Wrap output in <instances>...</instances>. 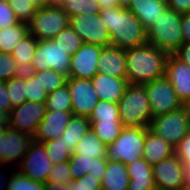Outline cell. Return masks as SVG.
<instances>
[{"label":"cell","mask_w":190,"mask_h":190,"mask_svg":"<svg viewBox=\"0 0 190 190\" xmlns=\"http://www.w3.org/2000/svg\"><path fill=\"white\" fill-rule=\"evenodd\" d=\"M18 64L9 53L0 52V81L7 82L14 76L22 74Z\"/></svg>","instance_id":"obj_41"},{"label":"cell","mask_w":190,"mask_h":190,"mask_svg":"<svg viewBox=\"0 0 190 190\" xmlns=\"http://www.w3.org/2000/svg\"><path fill=\"white\" fill-rule=\"evenodd\" d=\"M66 84L71 96L73 115L89 117L99 101L92 81L68 77Z\"/></svg>","instance_id":"obj_14"},{"label":"cell","mask_w":190,"mask_h":190,"mask_svg":"<svg viewBox=\"0 0 190 190\" xmlns=\"http://www.w3.org/2000/svg\"><path fill=\"white\" fill-rule=\"evenodd\" d=\"M6 1L20 22L28 23L37 11V8L28 0Z\"/></svg>","instance_id":"obj_40"},{"label":"cell","mask_w":190,"mask_h":190,"mask_svg":"<svg viewBox=\"0 0 190 190\" xmlns=\"http://www.w3.org/2000/svg\"><path fill=\"white\" fill-rule=\"evenodd\" d=\"M129 186L128 190H157L152 166L143 158L126 165Z\"/></svg>","instance_id":"obj_22"},{"label":"cell","mask_w":190,"mask_h":190,"mask_svg":"<svg viewBox=\"0 0 190 190\" xmlns=\"http://www.w3.org/2000/svg\"><path fill=\"white\" fill-rule=\"evenodd\" d=\"M44 190H70V182L67 184L46 182Z\"/></svg>","instance_id":"obj_51"},{"label":"cell","mask_w":190,"mask_h":190,"mask_svg":"<svg viewBox=\"0 0 190 190\" xmlns=\"http://www.w3.org/2000/svg\"><path fill=\"white\" fill-rule=\"evenodd\" d=\"M33 141V137L20 132L18 130H14L8 128L6 134L3 138V163L4 165H9L14 169H16L26 154L28 147Z\"/></svg>","instance_id":"obj_17"},{"label":"cell","mask_w":190,"mask_h":190,"mask_svg":"<svg viewBox=\"0 0 190 190\" xmlns=\"http://www.w3.org/2000/svg\"><path fill=\"white\" fill-rule=\"evenodd\" d=\"M182 109L184 110L185 116L190 123V99L182 102Z\"/></svg>","instance_id":"obj_56"},{"label":"cell","mask_w":190,"mask_h":190,"mask_svg":"<svg viewBox=\"0 0 190 190\" xmlns=\"http://www.w3.org/2000/svg\"><path fill=\"white\" fill-rule=\"evenodd\" d=\"M38 40L28 33L13 49L11 55L23 72H26L31 65Z\"/></svg>","instance_id":"obj_28"},{"label":"cell","mask_w":190,"mask_h":190,"mask_svg":"<svg viewBox=\"0 0 190 190\" xmlns=\"http://www.w3.org/2000/svg\"><path fill=\"white\" fill-rule=\"evenodd\" d=\"M148 130L145 127H124L116 140L107 145L106 159L125 165L141 159Z\"/></svg>","instance_id":"obj_5"},{"label":"cell","mask_w":190,"mask_h":190,"mask_svg":"<svg viewBox=\"0 0 190 190\" xmlns=\"http://www.w3.org/2000/svg\"><path fill=\"white\" fill-rule=\"evenodd\" d=\"M46 113L44 102L26 101L14 107L9 115V128L34 136Z\"/></svg>","instance_id":"obj_13"},{"label":"cell","mask_w":190,"mask_h":190,"mask_svg":"<svg viewBox=\"0 0 190 190\" xmlns=\"http://www.w3.org/2000/svg\"><path fill=\"white\" fill-rule=\"evenodd\" d=\"M26 100L32 102H45L48 94L40 82V75L25 72Z\"/></svg>","instance_id":"obj_36"},{"label":"cell","mask_w":190,"mask_h":190,"mask_svg":"<svg viewBox=\"0 0 190 190\" xmlns=\"http://www.w3.org/2000/svg\"><path fill=\"white\" fill-rule=\"evenodd\" d=\"M89 121H120L119 105L99 100L89 116Z\"/></svg>","instance_id":"obj_35"},{"label":"cell","mask_w":190,"mask_h":190,"mask_svg":"<svg viewBox=\"0 0 190 190\" xmlns=\"http://www.w3.org/2000/svg\"><path fill=\"white\" fill-rule=\"evenodd\" d=\"M90 128L107 146L116 140L124 126L121 121H90Z\"/></svg>","instance_id":"obj_31"},{"label":"cell","mask_w":190,"mask_h":190,"mask_svg":"<svg viewBox=\"0 0 190 190\" xmlns=\"http://www.w3.org/2000/svg\"><path fill=\"white\" fill-rule=\"evenodd\" d=\"M173 55L190 67V43H183Z\"/></svg>","instance_id":"obj_48"},{"label":"cell","mask_w":190,"mask_h":190,"mask_svg":"<svg viewBox=\"0 0 190 190\" xmlns=\"http://www.w3.org/2000/svg\"><path fill=\"white\" fill-rule=\"evenodd\" d=\"M72 117V111L46 110L44 118L37 126L33 140L42 143L60 138Z\"/></svg>","instance_id":"obj_16"},{"label":"cell","mask_w":190,"mask_h":190,"mask_svg":"<svg viewBox=\"0 0 190 190\" xmlns=\"http://www.w3.org/2000/svg\"><path fill=\"white\" fill-rule=\"evenodd\" d=\"M5 165H0V190H7V183L14 168L4 169ZM2 168V169H1ZM4 169V170H3Z\"/></svg>","instance_id":"obj_50"},{"label":"cell","mask_w":190,"mask_h":190,"mask_svg":"<svg viewBox=\"0 0 190 190\" xmlns=\"http://www.w3.org/2000/svg\"><path fill=\"white\" fill-rule=\"evenodd\" d=\"M107 146L95 135L90 128L82 139L76 144L73 154L83 157L106 159Z\"/></svg>","instance_id":"obj_26"},{"label":"cell","mask_w":190,"mask_h":190,"mask_svg":"<svg viewBox=\"0 0 190 190\" xmlns=\"http://www.w3.org/2000/svg\"><path fill=\"white\" fill-rule=\"evenodd\" d=\"M102 48V46L83 43L71 56L68 77L91 80L98 73L97 62Z\"/></svg>","instance_id":"obj_15"},{"label":"cell","mask_w":190,"mask_h":190,"mask_svg":"<svg viewBox=\"0 0 190 190\" xmlns=\"http://www.w3.org/2000/svg\"><path fill=\"white\" fill-rule=\"evenodd\" d=\"M149 130L176 148L190 131V123L181 107L152 118Z\"/></svg>","instance_id":"obj_8"},{"label":"cell","mask_w":190,"mask_h":190,"mask_svg":"<svg viewBox=\"0 0 190 190\" xmlns=\"http://www.w3.org/2000/svg\"><path fill=\"white\" fill-rule=\"evenodd\" d=\"M101 182L92 174H86L70 182V190H101Z\"/></svg>","instance_id":"obj_43"},{"label":"cell","mask_w":190,"mask_h":190,"mask_svg":"<svg viewBox=\"0 0 190 190\" xmlns=\"http://www.w3.org/2000/svg\"><path fill=\"white\" fill-rule=\"evenodd\" d=\"M30 1L37 9L45 8L57 3V0H28Z\"/></svg>","instance_id":"obj_53"},{"label":"cell","mask_w":190,"mask_h":190,"mask_svg":"<svg viewBox=\"0 0 190 190\" xmlns=\"http://www.w3.org/2000/svg\"><path fill=\"white\" fill-rule=\"evenodd\" d=\"M6 88L12 104V109L26 102L25 72L9 79L6 82Z\"/></svg>","instance_id":"obj_34"},{"label":"cell","mask_w":190,"mask_h":190,"mask_svg":"<svg viewBox=\"0 0 190 190\" xmlns=\"http://www.w3.org/2000/svg\"><path fill=\"white\" fill-rule=\"evenodd\" d=\"M167 8L166 0H133L128 9L148 30Z\"/></svg>","instance_id":"obj_23"},{"label":"cell","mask_w":190,"mask_h":190,"mask_svg":"<svg viewBox=\"0 0 190 190\" xmlns=\"http://www.w3.org/2000/svg\"><path fill=\"white\" fill-rule=\"evenodd\" d=\"M70 18L56 3L37 9L34 17L27 23L29 33L41 40H52L60 31L69 26Z\"/></svg>","instance_id":"obj_6"},{"label":"cell","mask_w":190,"mask_h":190,"mask_svg":"<svg viewBox=\"0 0 190 190\" xmlns=\"http://www.w3.org/2000/svg\"><path fill=\"white\" fill-rule=\"evenodd\" d=\"M99 14L108 28L111 45L126 50L147 43V30L129 9H104Z\"/></svg>","instance_id":"obj_2"},{"label":"cell","mask_w":190,"mask_h":190,"mask_svg":"<svg viewBox=\"0 0 190 190\" xmlns=\"http://www.w3.org/2000/svg\"><path fill=\"white\" fill-rule=\"evenodd\" d=\"M143 85L147 91L152 118L181 108L182 102L165 76Z\"/></svg>","instance_id":"obj_9"},{"label":"cell","mask_w":190,"mask_h":190,"mask_svg":"<svg viewBox=\"0 0 190 190\" xmlns=\"http://www.w3.org/2000/svg\"><path fill=\"white\" fill-rule=\"evenodd\" d=\"M44 184L41 181H33L14 169L7 183V190H44Z\"/></svg>","instance_id":"obj_39"},{"label":"cell","mask_w":190,"mask_h":190,"mask_svg":"<svg viewBox=\"0 0 190 190\" xmlns=\"http://www.w3.org/2000/svg\"><path fill=\"white\" fill-rule=\"evenodd\" d=\"M107 163V159L83 157L80 154H72L69 159L72 179L75 180L86 174H92L93 177L101 181L106 171Z\"/></svg>","instance_id":"obj_21"},{"label":"cell","mask_w":190,"mask_h":190,"mask_svg":"<svg viewBox=\"0 0 190 190\" xmlns=\"http://www.w3.org/2000/svg\"><path fill=\"white\" fill-rule=\"evenodd\" d=\"M181 31L183 43H190V12L182 14Z\"/></svg>","instance_id":"obj_49"},{"label":"cell","mask_w":190,"mask_h":190,"mask_svg":"<svg viewBox=\"0 0 190 190\" xmlns=\"http://www.w3.org/2000/svg\"><path fill=\"white\" fill-rule=\"evenodd\" d=\"M173 154H175V148L166 140L156 136L150 130L146 132L142 158L145 159L151 166L172 156Z\"/></svg>","instance_id":"obj_24"},{"label":"cell","mask_w":190,"mask_h":190,"mask_svg":"<svg viewBox=\"0 0 190 190\" xmlns=\"http://www.w3.org/2000/svg\"><path fill=\"white\" fill-rule=\"evenodd\" d=\"M45 146V151L53 165L69 161L73 152L63 142V139L57 138L42 142Z\"/></svg>","instance_id":"obj_33"},{"label":"cell","mask_w":190,"mask_h":190,"mask_svg":"<svg viewBox=\"0 0 190 190\" xmlns=\"http://www.w3.org/2000/svg\"><path fill=\"white\" fill-rule=\"evenodd\" d=\"M186 190H190V166H185Z\"/></svg>","instance_id":"obj_57"},{"label":"cell","mask_w":190,"mask_h":190,"mask_svg":"<svg viewBox=\"0 0 190 190\" xmlns=\"http://www.w3.org/2000/svg\"><path fill=\"white\" fill-rule=\"evenodd\" d=\"M91 81L99 100L117 104L128 85L126 78H115L99 72Z\"/></svg>","instance_id":"obj_20"},{"label":"cell","mask_w":190,"mask_h":190,"mask_svg":"<svg viewBox=\"0 0 190 190\" xmlns=\"http://www.w3.org/2000/svg\"><path fill=\"white\" fill-rule=\"evenodd\" d=\"M182 14L167 8L147 30V42L169 54H174L183 44Z\"/></svg>","instance_id":"obj_4"},{"label":"cell","mask_w":190,"mask_h":190,"mask_svg":"<svg viewBox=\"0 0 190 190\" xmlns=\"http://www.w3.org/2000/svg\"><path fill=\"white\" fill-rule=\"evenodd\" d=\"M125 51L128 84L143 85L165 75L168 52L148 42Z\"/></svg>","instance_id":"obj_1"},{"label":"cell","mask_w":190,"mask_h":190,"mask_svg":"<svg viewBox=\"0 0 190 190\" xmlns=\"http://www.w3.org/2000/svg\"><path fill=\"white\" fill-rule=\"evenodd\" d=\"M71 55L52 40L38 41L30 68L26 72L55 70L69 75Z\"/></svg>","instance_id":"obj_7"},{"label":"cell","mask_w":190,"mask_h":190,"mask_svg":"<svg viewBox=\"0 0 190 190\" xmlns=\"http://www.w3.org/2000/svg\"><path fill=\"white\" fill-rule=\"evenodd\" d=\"M157 190H186L185 165L176 154L152 166Z\"/></svg>","instance_id":"obj_11"},{"label":"cell","mask_w":190,"mask_h":190,"mask_svg":"<svg viewBox=\"0 0 190 190\" xmlns=\"http://www.w3.org/2000/svg\"><path fill=\"white\" fill-rule=\"evenodd\" d=\"M0 109L9 113L12 110V104L8 96L6 82L4 81H0Z\"/></svg>","instance_id":"obj_47"},{"label":"cell","mask_w":190,"mask_h":190,"mask_svg":"<svg viewBox=\"0 0 190 190\" xmlns=\"http://www.w3.org/2000/svg\"><path fill=\"white\" fill-rule=\"evenodd\" d=\"M129 181L125 164L118 161H108L106 171L100 182L102 189L128 190Z\"/></svg>","instance_id":"obj_25"},{"label":"cell","mask_w":190,"mask_h":190,"mask_svg":"<svg viewBox=\"0 0 190 190\" xmlns=\"http://www.w3.org/2000/svg\"><path fill=\"white\" fill-rule=\"evenodd\" d=\"M52 166L44 144L33 140L16 169L33 181L46 183Z\"/></svg>","instance_id":"obj_12"},{"label":"cell","mask_w":190,"mask_h":190,"mask_svg":"<svg viewBox=\"0 0 190 190\" xmlns=\"http://www.w3.org/2000/svg\"><path fill=\"white\" fill-rule=\"evenodd\" d=\"M53 40L71 56L83 45V41L70 25L60 31Z\"/></svg>","instance_id":"obj_38"},{"label":"cell","mask_w":190,"mask_h":190,"mask_svg":"<svg viewBox=\"0 0 190 190\" xmlns=\"http://www.w3.org/2000/svg\"><path fill=\"white\" fill-rule=\"evenodd\" d=\"M34 75H40V82L47 94L66 85L68 76L55 70H41L32 72Z\"/></svg>","instance_id":"obj_37"},{"label":"cell","mask_w":190,"mask_h":190,"mask_svg":"<svg viewBox=\"0 0 190 190\" xmlns=\"http://www.w3.org/2000/svg\"><path fill=\"white\" fill-rule=\"evenodd\" d=\"M175 154L185 166H190V131L175 148Z\"/></svg>","instance_id":"obj_45"},{"label":"cell","mask_w":190,"mask_h":190,"mask_svg":"<svg viewBox=\"0 0 190 190\" xmlns=\"http://www.w3.org/2000/svg\"><path fill=\"white\" fill-rule=\"evenodd\" d=\"M9 126H3L0 125V165H4L3 163V138L4 135L6 134L7 130H8Z\"/></svg>","instance_id":"obj_54"},{"label":"cell","mask_w":190,"mask_h":190,"mask_svg":"<svg viewBox=\"0 0 190 190\" xmlns=\"http://www.w3.org/2000/svg\"><path fill=\"white\" fill-rule=\"evenodd\" d=\"M9 115V112L0 109V125L9 126Z\"/></svg>","instance_id":"obj_55"},{"label":"cell","mask_w":190,"mask_h":190,"mask_svg":"<svg viewBox=\"0 0 190 190\" xmlns=\"http://www.w3.org/2000/svg\"><path fill=\"white\" fill-rule=\"evenodd\" d=\"M70 27L78 34L83 43L97 46L111 45V37L100 14H87L70 17Z\"/></svg>","instance_id":"obj_10"},{"label":"cell","mask_w":190,"mask_h":190,"mask_svg":"<svg viewBox=\"0 0 190 190\" xmlns=\"http://www.w3.org/2000/svg\"><path fill=\"white\" fill-rule=\"evenodd\" d=\"M97 68L99 73L126 78V51L113 45L103 47Z\"/></svg>","instance_id":"obj_19"},{"label":"cell","mask_w":190,"mask_h":190,"mask_svg":"<svg viewBox=\"0 0 190 190\" xmlns=\"http://www.w3.org/2000/svg\"><path fill=\"white\" fill-rule=\"evenodd\" d=\"M133 0H117L120 8L128 9Z\"/></svg>","instance_id":"obj_58"},{"label":"cell","mask_w":190,"mask_h":190,"mask_svg":"<svg viewBox=\"0 0 190 190\" xmlns=\"http://www.w3.org/2000/svg\"><path fill=\"white\" fill-rule=\"evenodd\" d=\"M89 129V117L73 115L60 138L63 139V142L73 152L76 144L82 139V137L88 132Z\"/></svg>","instance_id":"obj_27"},{"label":"cell","mask_w":190,"mask_h":190,"mask_svg":"<svg viewBox=\"0 0 190 190\" xmlns=\"http://www.w3.org/2000/svg\"><path fill=\"white\" fill-rule=\"evenodd\" d=\"M69 161L53 165L49 171L47 182L67 184L71 182Z\"/></svg>","instance_id":"obj_42"},{"label":"cell","mask_w":190,"mask_h":190,"mask_svg":"<svg viewBox=\"0 0 190 190\" xmlns=\"http://www.w3.org/2000/svg\"><path fill=\"white\" fill-rule=\"evenodd\" d=\"M118 105L124 127L149 128L152 114L144 85L128 84Z\"/></svg>","instance_id":"obj_3"},{"label":"cell","mask_w":190,"mask_h":190,"mask_svg":"<svg viewBox=\"0 0 190 190\" xmlns=\"http://www.w3.org/2000/svg\"><path fill=\"white\" fill-rule=\"evenodd\" d=\"M164 76L174 87V91L181 102L190 99V67L186 63L170 54Z\"/></svg>","instance_id":"obj_18"},{"label":"cell","mask_w":190,"mask_h":190,"mask_svg":"<svg viewBox=\"0 0 190 190\" xmlns=\"http://www.w3.org/2000/svg\"><path fill=\"white\" fill-rule=\"evenodd\" d=\"M168 8L179 14L190 12V0H167Z\"/></svg>","instance_id":"obj_46"},{"label":"cell","mask_w":190,"mask_h":190,"mask_svg":"<svg viewBox=\"0 0 190 190\" xmlns=\"http://www.w3.org/2000/svg\"><path fill=\"white\" fill-rule=\"evenodd\" d=\"M100 10L119 7L117 0H97Z\"/></svg>","instance_id":"obj_52"},{"label":"cell","mask_w":190,"mask_h":190,"mask_svg":"<svg viewBox=\"0 0 190 190\" xmlns=\"http://www.w3.org/2000/svg\"><path fill=\"white\" fill-rule=\"evenodd\" d=\"M57 4L70 17L101 12L97 0H57Z\"/></svg>","instance_id":"obj_30"},{"label":"cell","mask_w":190,"mask_h":190,"mask_svg":"<svg viewBox=\"0 0 190 190\" xmlns=\"http://www.w3.org/2000/svg\"><path fill=\"white\" fill-rule=\"evenodd\" d=\"M28 33V24L24 22L0 30V52L11 54L16 45Z\"/></svg>","instance_id":"obj_29"},{"label":"cell","mask_w":190,"mask_h":190,"mask_svg":"<svg viewBox=\"0 0 190 190\" xmlns=\"http://www.w3.org/2000/svg\"><path fill=\"white\" fill-rule=\"evenodd\" d=\"M44 103L48 111H71L72 101L67 84L48 94Z\"/></svg>","instance_id":"obj_32"},{"label":"cell","mask_w":190,"mask_h":190,"mask_svg":"<svg viewBox=\"0 0 190 190\" xmlns=\"http://www.w3.org/2000/svg\"><path fill=\"white\" fill-rule=\"evenodd\" d=\"M19 22L7 1L0 0V30L15 26Z\"/></svg>","instance_id":"obj_44"}]
</instances>
